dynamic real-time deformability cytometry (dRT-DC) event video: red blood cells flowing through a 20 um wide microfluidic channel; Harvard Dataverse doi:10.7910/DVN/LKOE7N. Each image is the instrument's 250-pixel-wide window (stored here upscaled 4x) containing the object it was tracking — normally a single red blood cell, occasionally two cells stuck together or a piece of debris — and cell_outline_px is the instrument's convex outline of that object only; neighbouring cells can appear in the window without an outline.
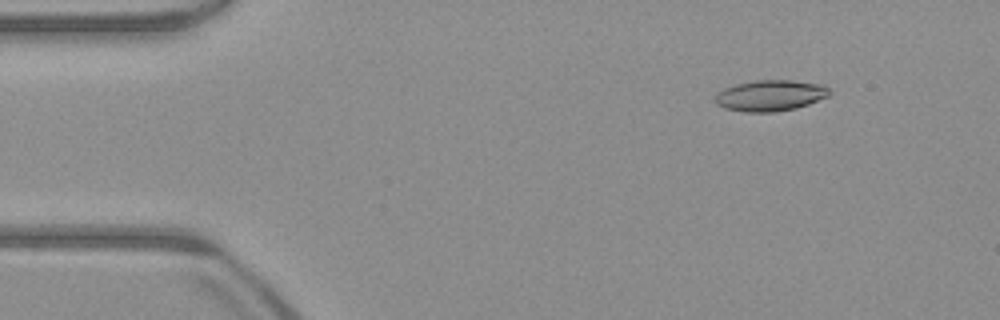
{"species": "common noctule bat (a hibernating species)", "species_latin": "Nyctalus noctula", "temperature_condition": "warm", "stored_images_in_passage": 50, "camera_frame_rate_fps": 3000, "um_per_image_px": 0.085, "animal": {"sex": "male", "body_mass_g": 23.1, "forearm_length_mm": 52.7}, "frame": {"image": 1, "passage_image": 4, "time_ms": 1.0, "image_size_px": [1000, 320], "cell_outline_px": [[832, 92], [828, 96], [808, 104], [796, 108], [776, 112], [744, 112], [724, 108], [716, 104], [716, 96], [724, 88], [736, 84], [756, 80], [792, 80], [820, 84], [828, 88]], "centroid_in_image_um": [65.49, 8.12], "position_along_channel_um": 19.5, "area_um2": 20.58}}
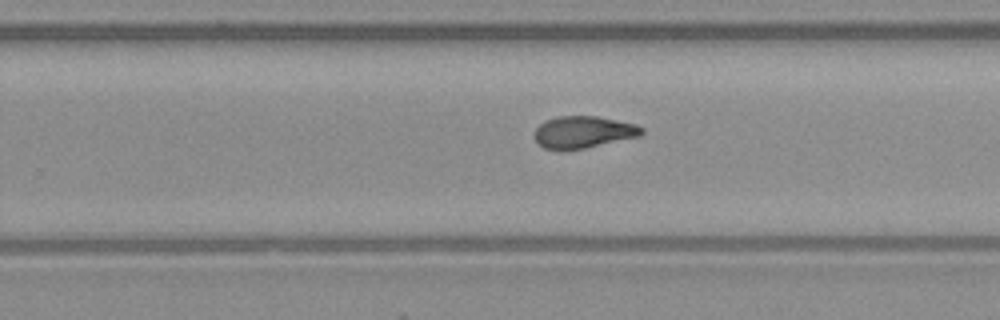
{"frame": {"image": 2, "passage_image": 30, "time_ms": 9.667, "image_size_px": [1000, 320], "cell_outline_px": [[644, 132], [640, 136], [584, 148], [544, 148], [532, 136], [536, 128], [544, 120], [556, 116], [596, 116], [636, 124], [644, 128]], "centroid_in_image_um": [49.59, 11.2], "position_along_channel_um": 280.2, "area_um2": 19.71}}
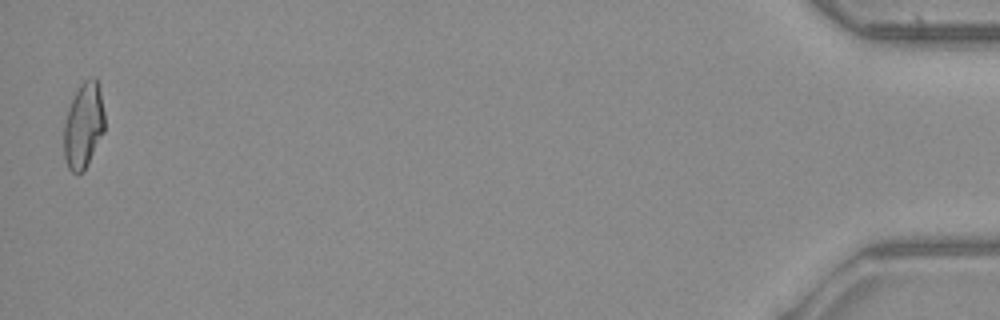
{"frame": {"image": 3, "passage_image": 49, "time_ms": 16.0, "image_size_px": [1000, 320], "cell_outline_px": [[104, 132], [84, 172], [72, 172], [68, 168], [64, 156], [64, 124], [68, 108], [80, 84], [84, 80], [92, 76], [96, 76], [100, 88], [104, 112]], "centroid_in_image_um": [7.11, 10.65], "position_along_channel_um": 428.1, "area_um2": 20.46}, "authors_computed_cell_mechanics": {"area_um2": 20.2589, "velocity_mm_per_s": 3.9644, "shape_relaxation_time_tau1_ms": null, "shape_relaxation_time_tau2_ms": 3.4886, "deformation_change_tau1": null, "deformation_change_tau2": 0.1072}}